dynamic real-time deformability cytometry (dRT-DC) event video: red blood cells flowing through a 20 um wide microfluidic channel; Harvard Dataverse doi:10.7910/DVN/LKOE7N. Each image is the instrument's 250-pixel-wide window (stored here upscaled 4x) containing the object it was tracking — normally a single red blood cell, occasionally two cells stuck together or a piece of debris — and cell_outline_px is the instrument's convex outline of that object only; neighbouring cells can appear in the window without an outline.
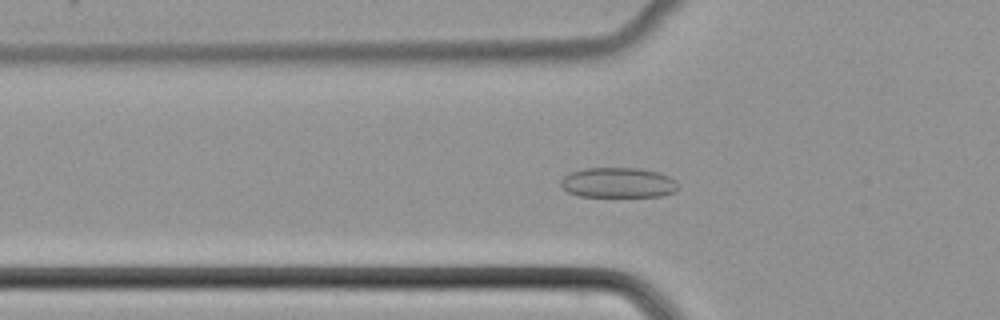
{"species": "common noctule bat (a hibernating species)", "species_latin": "Nyctalus noctula", "temperature_condition": "cold", "stored_images_in_passage": 46, "camera_frame_rate_fps": 3000, "um_per_image_px": 0.085, "animal": {"sex": "female", "body_mass_g": 22.7, "forearm_length_mm": 54.2}, "frame": {"image": 1, "passage_image": 18, "time_ms": 5.667, "image_size_px": [1000, 320], "cell_outline_px": [[680, 188], [676, 192], [660, 196], [580, 196], [568, 192], [560, 184], [560, 180], [568, 172], [584, 168], [640, 168], [660, 172], [676, 180]], "centroid_in_image_um": [52.57, 15.52], "position_along_channel_um": 73.2, "area_um2": 20.87}}
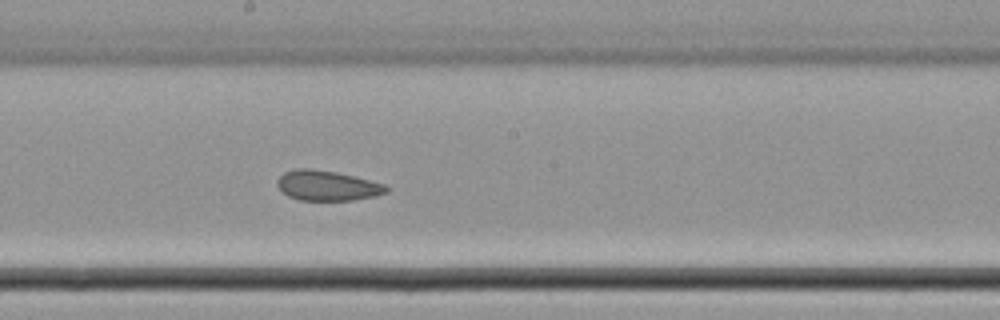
{"frame": {"image": 2, "passage_image": 29, "time_ms": 9.333, "image_size_px": [1000, 320], "cell_outline_px": [[388, 192], [376, 196], [352, 200], [300, 200], [288, 196], [276, 184], [276, 180], [284, 172], [296, 168], [312, 168], [336, 172], [384, 184], [388, 188]], "centroid_in_image_um": [27.79, 15.77], "position_along_channel_um": 220.4, "area_um2": 19.02}}
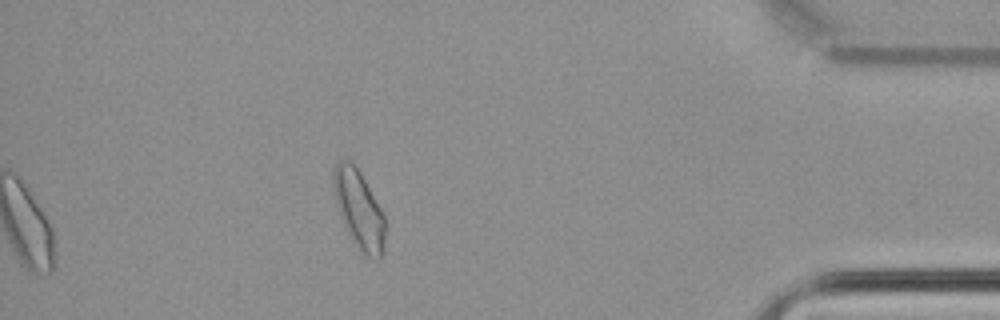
{"frame": {"image": 3, "passage_image": 46, "time_ms": 15.0, "image_size_px": [1000, 320], "cell_outline_px": [[384, 240], [380, 260], [376, 260], [368, 256], [352, 240], [340, 216], [336, 204], [332, 184], [332, 168], [336, 160], [352, 160], [360, 172], [380, 208], [384, 216]], "centroid_in_image_um": [30.46, 17.72], "position_along_channel_um": 404.7, "area_um2": 23.35}}